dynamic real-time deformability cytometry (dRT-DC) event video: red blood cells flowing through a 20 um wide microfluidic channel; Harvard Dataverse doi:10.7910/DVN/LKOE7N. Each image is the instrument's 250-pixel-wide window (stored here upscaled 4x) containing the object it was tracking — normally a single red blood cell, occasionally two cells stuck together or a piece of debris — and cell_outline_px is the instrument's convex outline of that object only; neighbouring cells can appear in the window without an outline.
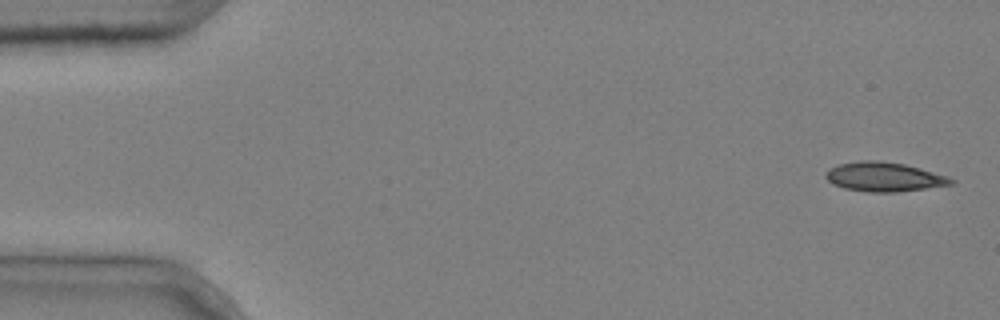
{"species": "common noctule bat (a hibernating species)", "species_latin": "Nyctalus noctula", "temperature_condition": "cold", "stored_images_in_passage": 4, "camera_frame_rate_fps": 3000, "um_per_image_px": 0.085, "animal": {"sex": "male", "body_mass_g": 20.4}, "frame": {"image": 1, "passage_image": 1, "time_ms": 0.0, "image_size_px": [1000, 320], "cell_outline_px": [[956, 184], [896, 192], [868, 192], [844, 188], [832, 184], [824, 176], [824, 172], [828, 168], [840, 164], [860, 160], [880, 160], [904, 164], [920, 168], [948, 176], [956, 180]], "centroid_in_image_um": [75.14, 15.03], "position_along_channel_um": 9.9, "area_um2": 21.62}}
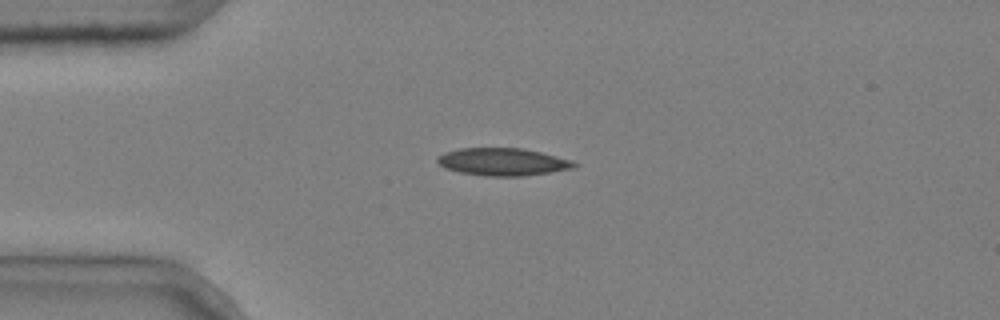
{"frame": {"image": 2, "passage_image": 4, "time_ms": 1.0, "image_size_px": [1000, 320], "cell_outline_px": [[580, 164], [572, 168], [552, 172], [524, 176], [484, 176], [460, 172], [444, 168], [436, 160], [444, 152], [460, 148], [524, 148], [572, 160]], "centroid_in_image_um": [42.75, 13.76], "position_along_channel_um": 42.2, "area_um2": 21.96}}